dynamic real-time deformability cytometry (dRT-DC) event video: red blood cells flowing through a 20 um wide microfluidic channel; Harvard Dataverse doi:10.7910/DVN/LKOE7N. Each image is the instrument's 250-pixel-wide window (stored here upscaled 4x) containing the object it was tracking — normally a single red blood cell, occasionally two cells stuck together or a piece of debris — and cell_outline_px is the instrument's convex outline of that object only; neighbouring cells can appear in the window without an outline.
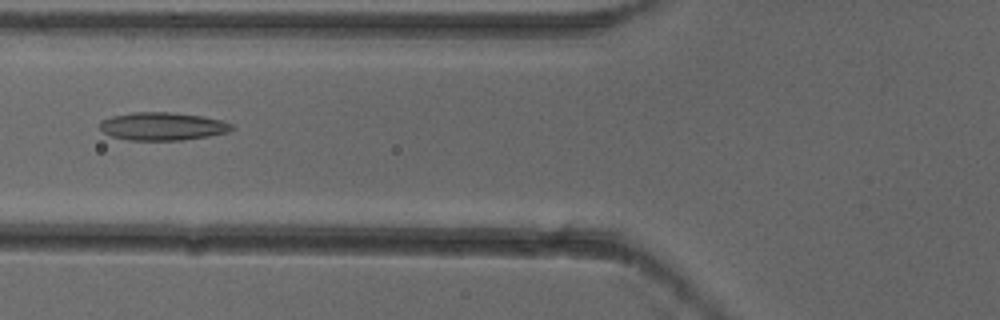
{"species": "common noctule bat (a hibernating species)", "species_latin": "Nyctalus noctula", "temperature_condition": "cold", "stored_images_in_passage": 6, "camera_frame_rate_fps": 3000, "um_per_image_px": 0.085, "animal": {"sex": "female"}, "frame": {"image": 1, "passage_image": 6, "time_ms": 1.667, "image_size_px": [1000, 320], "cell_outline_px": [[236, 128], [228, 132], [208, 136], [184, 140], [128, 140], [112, 136], [104, 132], [100, 128], [100, 120], [112, 116], [132, 112], [172, 112], [204, 116], [224, 120], [232, 124]], "centroid_in_image_um": [13.86, 10.73], "position_along_channel_um": 111.9, "area_um2": 21.73}}